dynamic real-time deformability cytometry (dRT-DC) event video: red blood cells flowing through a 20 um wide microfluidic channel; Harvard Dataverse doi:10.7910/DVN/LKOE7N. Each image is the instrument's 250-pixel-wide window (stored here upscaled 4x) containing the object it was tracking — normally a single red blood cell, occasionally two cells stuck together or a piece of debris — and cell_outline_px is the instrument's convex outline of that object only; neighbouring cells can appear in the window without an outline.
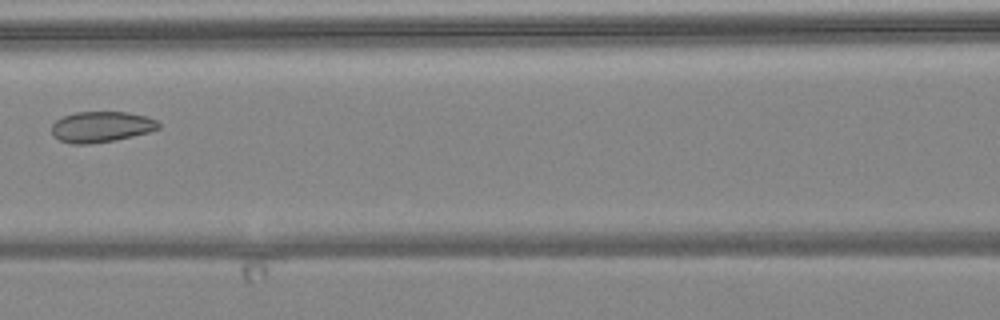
{"species": "common noctule bat (a hibernating species)", "species_latin": "Nyctalus noctula", "temperature_condition": "warm", "stored_images_in_passage": 6, "camera_frame_rate_fps": 3000, "um_per_image_px": 0.085, "animal": {"sex": "female", "body_mass_g": 24.6, "forearm_length_mm": 56.2}, "frame": {"image": 1, "passage_image": 6, "time_ms": 5.667, "image_size_px": [1000, 320], "cell_outline_px": [[160, 128], [148, 132], [116, 140], [88, 144], [72, 144], [60, 140], [52, 136], [52, 124], [56, 120], [64, 116], [76, 112], [128, 112], [148, 116], [156, 120], [160, 124]], "centroid_in_image_um": [8.61, 10.78], "position_along_channel_um": 158.0, "area_um2": 19.25}}